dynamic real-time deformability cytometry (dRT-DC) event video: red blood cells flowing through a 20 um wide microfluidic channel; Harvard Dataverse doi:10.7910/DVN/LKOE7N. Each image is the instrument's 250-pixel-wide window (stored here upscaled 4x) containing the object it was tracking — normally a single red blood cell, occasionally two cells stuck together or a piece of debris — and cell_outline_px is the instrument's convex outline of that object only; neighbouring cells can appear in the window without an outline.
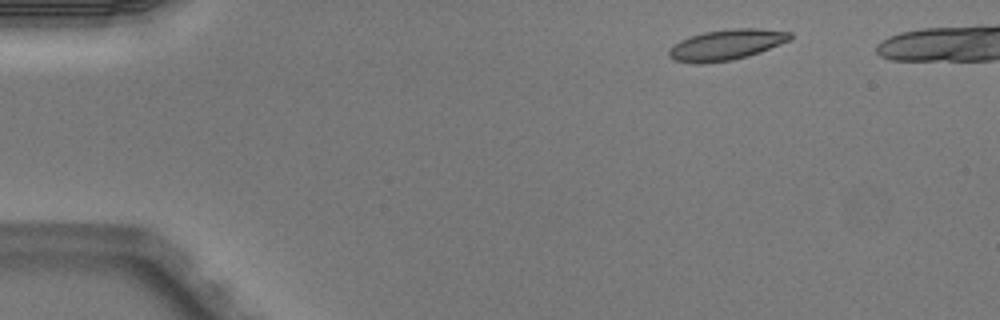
{"species": "Egyptian fruit bat (a non-hibernating species)", "species_latin": "Rousettus aegyptiacus", "temperature_condition": "warm", "stored_images_in_passage": 3, "camera_frame_rate_fps": 3000, "um_per_image_px": 0.085, "animal": {"sex": "male"}, "frame": {"image": 1, "passage_image": 1, "time_ms": 0.0, "image_size_px": [1000, 320], "cell_outline_px": [[792, 36], [788, 40], [780, 44], [760, 52], [748, 56], [732, 60], [700, 64], [696, 64], [672, 60], [668, 56], [668, 48], [680, 40], [704, 32], [732, 28], [756, 28], [792, 32]], "centroid_in_image_um": [61.69, 3.81], "position_along_channel_um": 23.3, "area_um2": 21.68}}